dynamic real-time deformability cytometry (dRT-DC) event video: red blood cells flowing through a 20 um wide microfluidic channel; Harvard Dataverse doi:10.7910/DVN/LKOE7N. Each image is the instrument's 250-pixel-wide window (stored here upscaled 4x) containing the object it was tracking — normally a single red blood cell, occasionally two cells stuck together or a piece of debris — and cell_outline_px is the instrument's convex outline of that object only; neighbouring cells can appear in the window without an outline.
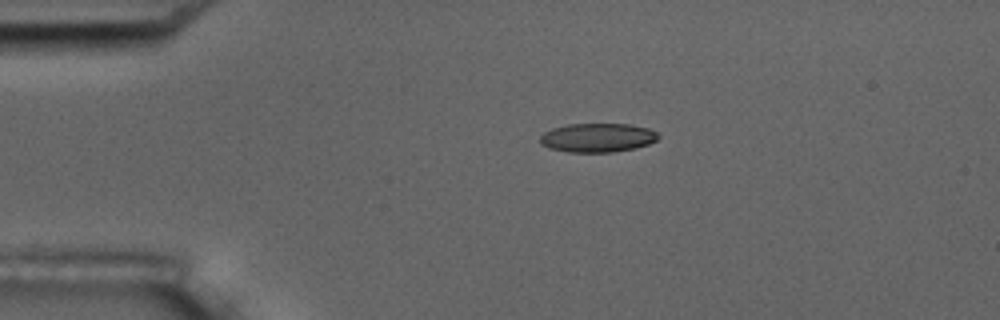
{"species": "common noctule bat (a hibernating species)", "species_latin": "Nyctalus noctula", "temperature_condition": "room temperature", "stored_images_in_passage": 3, "camera_frame_rate_fps": 3000, "um_per_image_px": 0.085, "animal": {"sex": "male", "body_mass_g": 17.5, "forearm_length_mm": 52.3}, "frame": {"image": 1, "passage_image": 1, "time_ms": 0.0, "image_size_px": [1000, 320], "cell_outline_px": [[660, 136], [656, 140], [648, 144], [636, 148], [612, 152], [568, 152], [548, 148], [540, 144], [540, 136], [544, 132], [552, 128], [568, 124], [628, 124], [648, 128], [656, 132]], "centroid_in_image_um": [50.77, 11.7], "position_along_channel_um": 34.2, "area_um2": 20.0}}
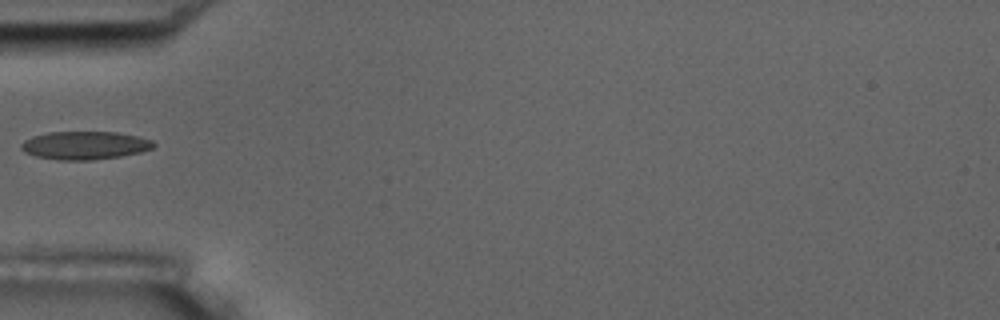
{"frame": {"image": 2, "passage_image": 3, "time_ms": 2.333, "image_size_px": [1000, 320], "cell_outline_px": [[156, 144], [152, 148], [140, 152], [120, 156], [92, 160], [60, 160], [36, 156], [24, 152], [20, 148], [20, 144], [24, 140], [32, 136], [48, 132], [116, 132], [136, 136], [152, 140]], "centroid_in_image_um": [7.18, 12.35], "position_along_channel_um": 77.8, "area_um2": 21.68}}